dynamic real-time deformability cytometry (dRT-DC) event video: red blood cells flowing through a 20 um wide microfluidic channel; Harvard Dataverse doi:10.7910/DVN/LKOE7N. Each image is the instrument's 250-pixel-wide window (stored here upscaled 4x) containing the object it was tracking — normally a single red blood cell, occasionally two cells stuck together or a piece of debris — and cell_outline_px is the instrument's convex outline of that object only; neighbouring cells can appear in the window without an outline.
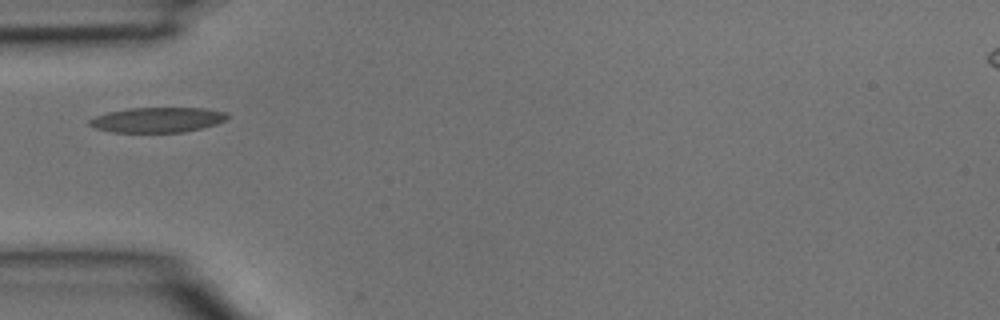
{"species": "common noctule bat (a hibernating species)", "species_latin": "Nyctalus noctula", "temperature_condition": "room temperature", "stored_images_in_passage": 2, "camera_frame_rate_fps": 3000, "um_per_image_px": 0.085, "animal": {"sex": "male", "body_mass_g": 15.6}, "frame": {"image": 1, "passage_image": 1, "time_ms": 0.0, "image_size_px": [1000, 320], "cell_outline_px": [[228, 116], [224, 120], [216, 124], [204, 128], [184, 132], [112, 132], [96, 128], [88, 124], [88, 120], [96, 116], [108, 112], [128, 108], [204, 108], [224, 112]], "centroid_in_image_um": [13.37, 10.19], "position_along_channel_um": 71.6, "area_um2": 20.06}}